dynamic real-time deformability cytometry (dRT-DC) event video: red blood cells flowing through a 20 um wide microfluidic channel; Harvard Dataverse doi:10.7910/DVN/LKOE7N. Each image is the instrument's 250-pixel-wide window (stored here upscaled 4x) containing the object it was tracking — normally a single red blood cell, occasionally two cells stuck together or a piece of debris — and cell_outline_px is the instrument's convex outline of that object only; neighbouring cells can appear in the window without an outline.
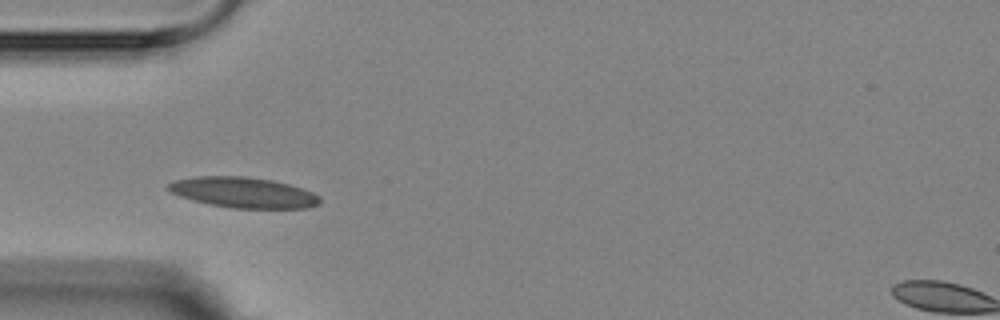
{"species": "Egyptian fruit bat (a non-hibernating species)", "species_latin": "Rousettus aegyptiacus", "temperature_condition": "room temperature", "stored_images_in_passage": 8, "camera_frame_rate_fps": 3000, "um_per_image_px": 0.085, "animal": {"sex": "female"}, "frame": {"image": 1, "passage_image": 4, "time_ms": 3.333, "image_size_px": [1000, 320], "cell_outline_px": [[320, 204], [308, 208], [232, 208], [208, 204], [192, 200], [168, 192], [164, 188], [168, 184], [176, 180], [196, 176], [244, 176], [272, 180], [288, 184], [312, 192], [320, 196]], "centroid_in_image_um": [20.65, 16.36], "position_along_channel_um": 64.4, "area_um2": 27.11}}
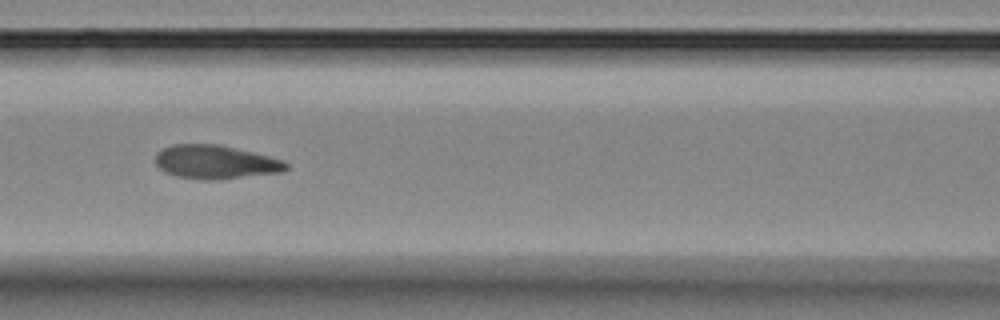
{"frame": {"image": 2, "passage_image": 6, "time_ms": 5.667, "image_size_px": [1000, 320], "cell_outline_px": [[288, 168], [284, 172], [220, 180], [204, 180], [176, 176], [160, 168], [156, 164], [156, 152], [160, 148], [172, 144], [220, 144], [284, 160], [288, 164]], "centroid_in_image_um": [18.33, 13.77], "position_along_channel_um": 148.3, "area_um2": 25.89}}
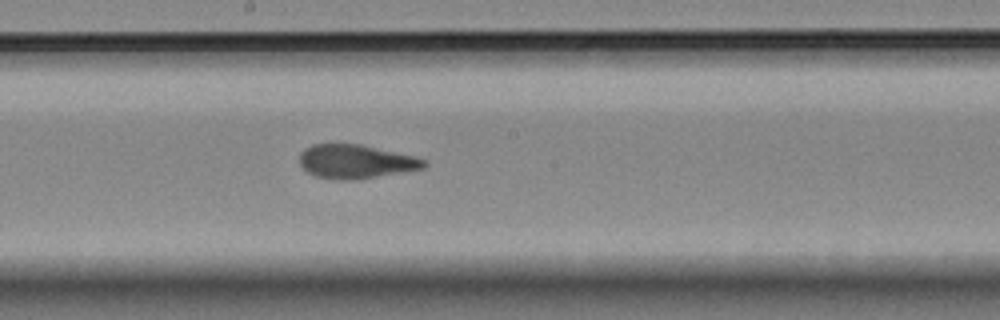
{"frame": {"image": 3, "passage_image": 8, "time_ms": 7.667, "image_size_px": [1000, 320], "cell_outline_px": [[428, 164], [424, 168], [352, 180], [336, 180], [316, 176], [308, 172], [300, 164], [300, 152], [304, 148], [312, 144], [360, 144], [416, 156], [428, 160]], "centroid_in_image_um": [30.25, 13.72], "position_along_channel_um": 218.0, "area_um2": 24.51}}